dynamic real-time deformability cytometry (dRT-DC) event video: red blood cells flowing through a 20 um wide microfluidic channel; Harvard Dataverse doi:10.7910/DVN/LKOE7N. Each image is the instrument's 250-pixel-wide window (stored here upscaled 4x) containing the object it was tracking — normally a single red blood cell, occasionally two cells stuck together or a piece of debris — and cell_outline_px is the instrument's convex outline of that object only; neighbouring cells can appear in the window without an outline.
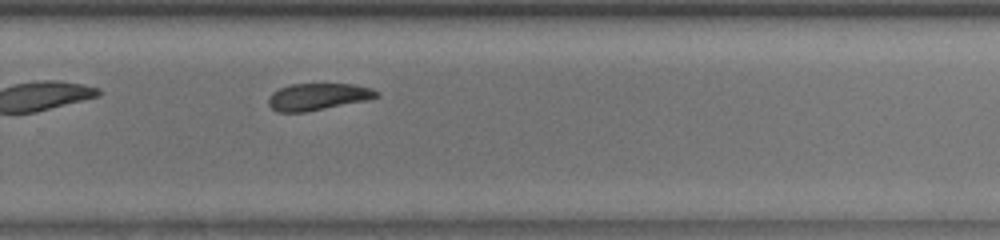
{"species": "common noctule bat (a hibernating species)", "species_latin": "Nyctalus noctula", "temperature_condition": "room temperature", "stored_images_in_passage": 35, "camera_frame_rate_fps": 3000, "um_per_image_px": 0.085, "animal": {"sex": "male", "body_mass_g": 13.0, "forearm_length_mm": 53.1}, "frame": {"image": 1, "passage_image": 20, "time_ms": 6.333, "image_size_px": [1000, 240], "cell_outline_px": [[380, 96], [368, 100], [304, 112], [276, 112], [268, 104], [268, 96], [272, 92], [280, 88], [292, 84], [352, 84], [372, 88], [380, 92]], "centroid_in_image_um": [27.03, 8.22], "position_along_channel_um": 302.8, "area_um2": 16.99}, "authors_computed_cell_mechanics": {"area_um2": 17.7446, "velocity_mm_per_s": 3.9235, "shape_relaxation_time_tau1_ms": 2.824, "shape_relaxation_time_tau2_ms": null, "deformation_change_tau1": 0.0976, "deformation_change_tau2": null}}